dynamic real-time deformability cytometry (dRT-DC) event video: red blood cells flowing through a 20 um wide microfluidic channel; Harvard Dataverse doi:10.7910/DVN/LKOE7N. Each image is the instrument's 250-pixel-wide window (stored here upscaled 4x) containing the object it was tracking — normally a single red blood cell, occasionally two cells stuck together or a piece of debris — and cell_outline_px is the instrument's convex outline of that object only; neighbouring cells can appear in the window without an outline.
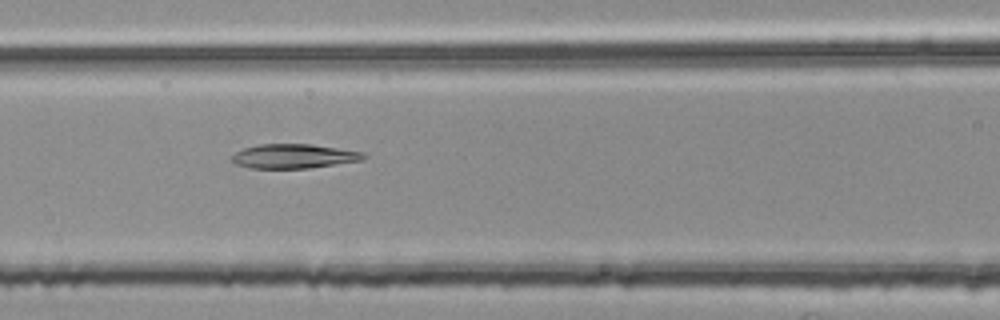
{"species": "common noctule bat (a hibernating species)", "species_latin": "Nyctalus noctula", "temperature_condition": "room temperature", "stored_images_in_passage": 54, "camera_frame_rate_fps": 3000, "um_per_image_px": 0.085, "animal": {"sex": "female", "body_mass_g": 25.1}, "frame": {"image": 1, "passage_image": 23, "time_ms": 7.333, "image_size_px": [1000, 320], "cell_outline_px": [[368, 156], [364, 160], [308, 168], [248, 168], [236, 164], [232, 160], [232, 156], [236, 152], [244, 148], [256, 144], [312, 144], [364, 152]], "centroid_in_image_um": [25.0, 13.27], "position_along_channel_um": 141.6, "area_um2": 18.73}}
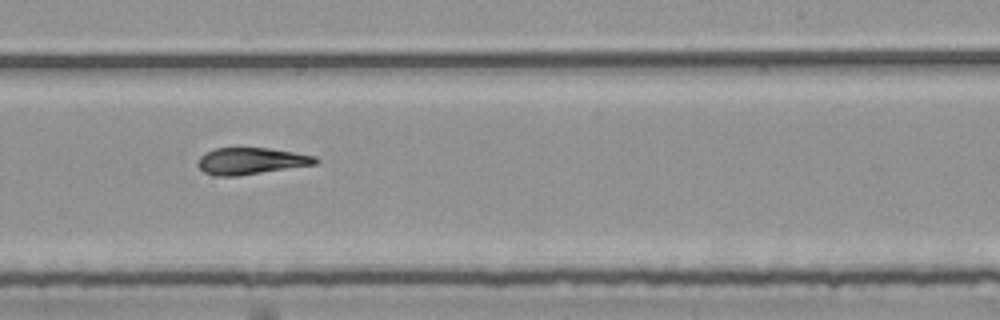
{"frame": {"image": 2, "passage_image": 33, "time_ms": 10.667, "image_size_px": [1000, 320], "cell_outline_px": [[320, 160], [316, 164], [236, 176], [216, 176], [204, 172], [196, 164], [196, 160], [204, 152], [216, 148], [268, 148], [316, 156]], "centroid_in_image_um": [21.29, 13.68], "position_along_channel_um": 267.7, "area_um2": 18.26}}
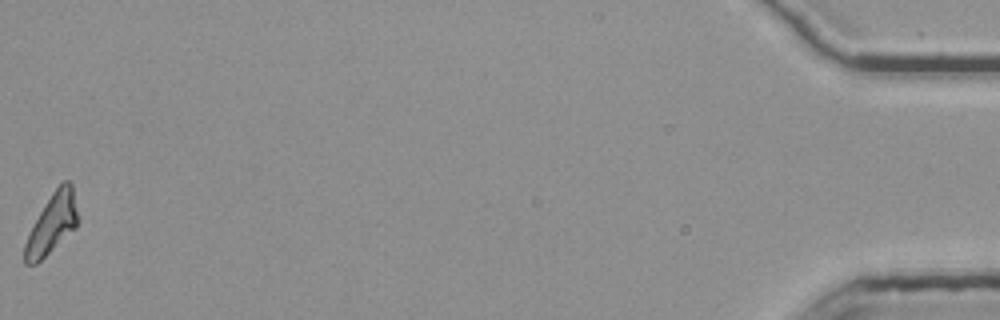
{"frame": {"image": 3, "passage_image": 54, "time_ms": 17.667, "image_size_px": [1000, 320], "cell_outline_px": [[76, 228], [36, 264], [24, 264], [24, 244], [28, 232], [44, 204], [52, 192], [64, 180], [68, 180], [72, 184], [76, 212]], "centroid_in_image_um": [4.37, 19.03], "position_along_channel_um": 430.8, "area_um2": 18.15}, "authors_computed_cell_mechanics": {"area_um2": 18.8717, "velocity_mm_per_s": 3.7945, "shape_relaxation_time_tau1_ms": null, "shape_relaxation_time_tau2_ms": 7.0933, "deformation_change_tau1": null, "deformation_change_tau2": 0.1405}}